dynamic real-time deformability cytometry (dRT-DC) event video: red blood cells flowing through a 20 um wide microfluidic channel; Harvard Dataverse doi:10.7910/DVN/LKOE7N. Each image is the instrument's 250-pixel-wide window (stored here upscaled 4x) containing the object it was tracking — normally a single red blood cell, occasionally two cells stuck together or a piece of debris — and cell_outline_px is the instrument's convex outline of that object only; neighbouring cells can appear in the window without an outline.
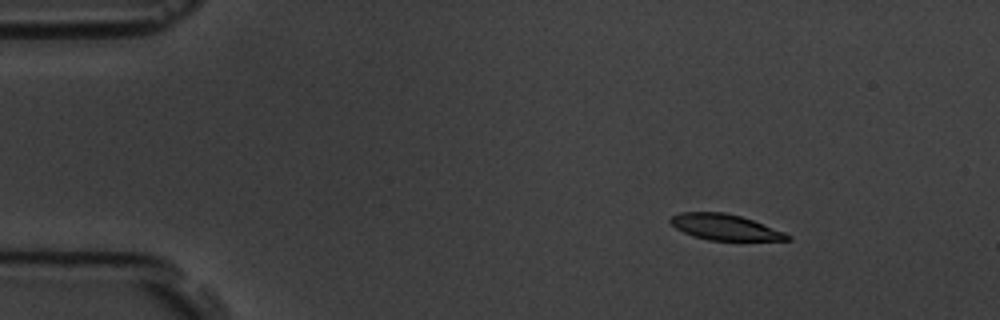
{"species": "common noctule bat (a hibernating species)", "species_latin": "Nyctalus noctula", "temperature_condition": "room temperature", "stored_images_in_passage": 6, "camera_frame_rate_fps": 3000, "um_per_image_px": 0.085, "animal": {"sex": "male", "body_mass_g": 19.5, "forearm_length_mm": 54.6}, "frame": {"image": 1, "passage_image": 3, "time_ms": 2.333, "image_size_px": [1000, 320], "cell_outline_px": [[792, 240], [708, 240], [692, 236], [668, 224], [668, 220], [672, 216], [680, 212], [724, 212], [740, 216], [752, 220], [784, 232], [792, 236]], "centroid_in_image_um": [61.57, 19.3], "position_along_channel_um": 23.4, "area_um2": 17.57}}